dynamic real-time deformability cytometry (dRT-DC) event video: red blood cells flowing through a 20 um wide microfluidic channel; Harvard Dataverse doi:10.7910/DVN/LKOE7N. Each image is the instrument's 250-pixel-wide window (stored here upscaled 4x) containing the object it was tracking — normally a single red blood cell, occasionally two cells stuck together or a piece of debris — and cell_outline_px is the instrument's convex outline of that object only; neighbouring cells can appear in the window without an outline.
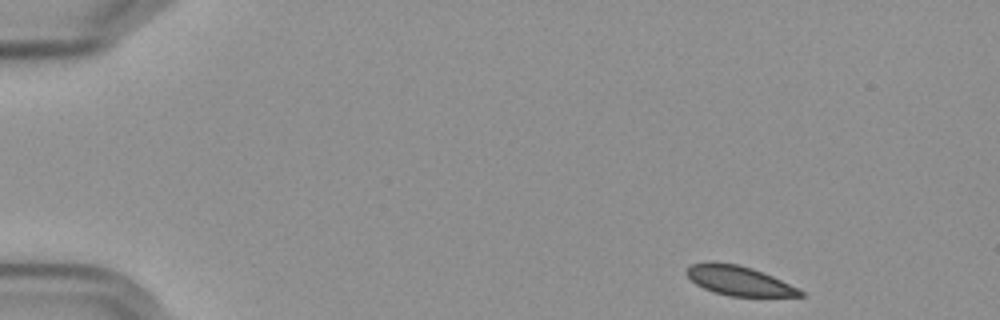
{"species": "Egyptian fruit bat (a non-hibernating species)", "species_latin": "Rousettus aegyptiacus", "temperature_condition": "cold", "stored_images_in_passage": 51, "camera_frame_rate_fps": 3000, "um_per_image_px": 0.085, "frame": {"image": 1, "passage_image": 1, "time_ms": 0.0, "image_size_px": [1000, 320], "cell_outline_px": [[804, 296], [728, 296], [704, 288], [696, 284], [684, 272], [692, 264], [736, 264], [752, 268], [772, 276], [804, 292]], "centroid_in_image_um": [62.83, 23.89], "position_along_channel_um": 22.2, "area_um2": 18.67}}
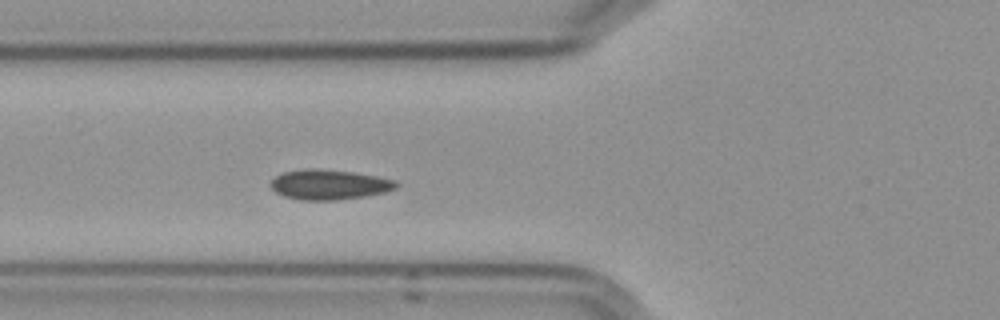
{"frame": {"image": 2, "passage_image": 16, "time_ms": 5.0, "image_size_px": [1000, 320], "cell_outline_px": [[400, 184], [396, 188], [384, 192], [364, 196], [336, 200], [300, 200], [284, 196], [276, 192], [272, 188], [272, 180], [276, 176], [284, 172], [304, 168], [316, 168], [352, 172], [376, 176], [396, 180]], "centroid_in_image_um": [27.99, 15.68], "position_along_channel_um": 97.8, "area_um2": 21.85}}
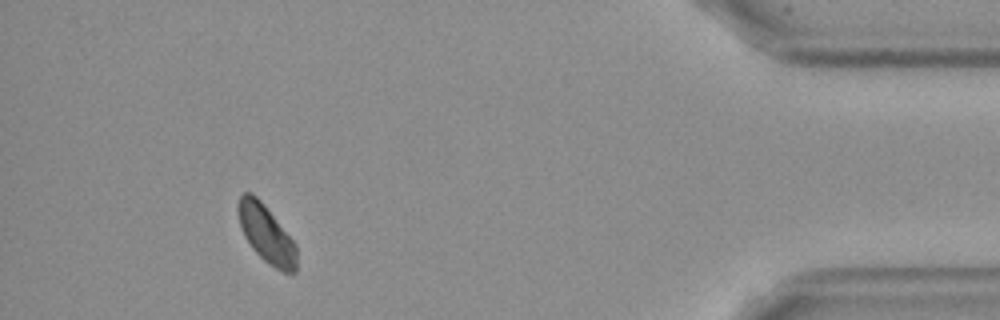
{"frame": {"image": 3, "passage_image": 47, "time_ms": 15.333, "image_size_px": [1000, 320], "cell_outline_px": [[296, 272], [284, 272], [268, 264], [252, 248], [244, 236], [240, 228], [240, 196], [244, 192], [252, 192], [264, 204], [296, 244]], "centroid_in_image_um": [22.66, 19.91], "position_along_channel_um": 412.5, "area_um2": 19.19}}